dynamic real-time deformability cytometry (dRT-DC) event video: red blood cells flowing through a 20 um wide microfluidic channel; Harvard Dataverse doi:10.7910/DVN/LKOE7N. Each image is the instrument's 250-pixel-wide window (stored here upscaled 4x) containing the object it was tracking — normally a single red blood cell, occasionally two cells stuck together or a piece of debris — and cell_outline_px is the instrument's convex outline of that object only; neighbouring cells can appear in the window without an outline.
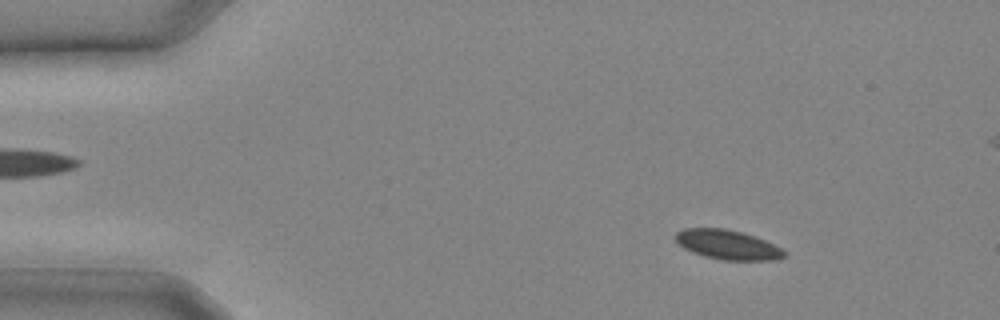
{"species": "common noctule bat (a hibernating species)", "species_latin": "Nyctalus noctula", "temperature_condition": "cold", "stored_images_in_passage": 16, "camera_frame_rate_fps": 3000, "um_per_image_px": 0.085, "animal": {"sex": "male", "body_mass_g": 20.4}, "frame": {"image": 1, "passage_image": 3, "time_ms": 0.667, "image_size_px": [1000, 320], "cell_outline_px": [[784, 256], [776, 260], [720, 260], [704, 256], [692, 252], [684, 248], [676, 240], [676, 232], [684, 228], [724, 228], [740, 232], [764, 240], [780, 248], [784, 252]], "centroid_in_image_um": [61.8, 20.8], "position_along_channel_um": 23.2, "area_um2": 18.38}}
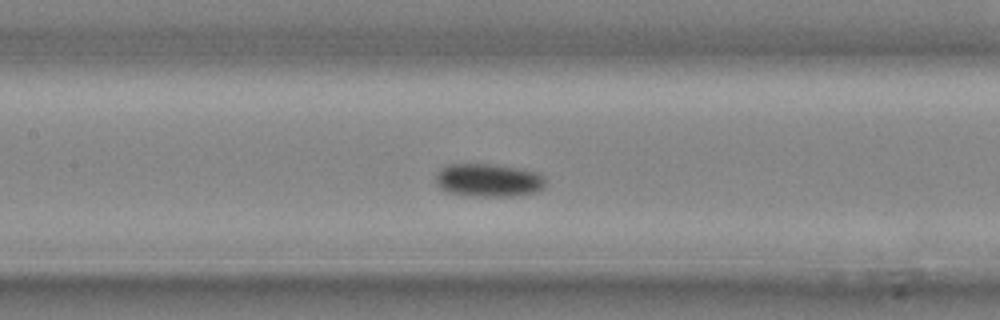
{"frame": {"image": 2, "passage_image": 12, "time_ms": 3.667, "image_size_px": [1000, 320], "cell_outline_px": [[544, 188], [540, 192], [520, 196], [472, 196], [448, 192], [440, 188], [436, 184], [436, 172], [440, 168], [448, 164], [492, 164], [516, 168], [536, 172], [544, 176]], "centroid_in_image_um": [41.52, 15.33], "position_along_channel_um": 165.9, "area_um2": 21.44}}
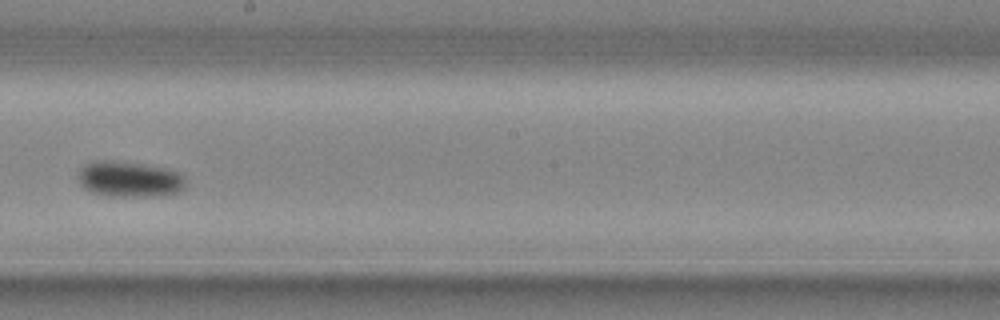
{"frame": {"image": 3, "passage_image": 15, "time_ms": 4.667, "image_size_px": [1000, 320], "cell_outline_px": [[184, 188], [180, 192], [164, 196], [108, 196], [92, 192], [84, 188], [80, 184], [76, 176], [76, 172], [84, 164], [92, 160], [116, 160], [144, 164], [164, 168], [180, 172], [184, 176]], "centroid_in_image_um": [10.96, 15.22], "position_along_channel_um": 237.2, "area_um2": 22.95}}